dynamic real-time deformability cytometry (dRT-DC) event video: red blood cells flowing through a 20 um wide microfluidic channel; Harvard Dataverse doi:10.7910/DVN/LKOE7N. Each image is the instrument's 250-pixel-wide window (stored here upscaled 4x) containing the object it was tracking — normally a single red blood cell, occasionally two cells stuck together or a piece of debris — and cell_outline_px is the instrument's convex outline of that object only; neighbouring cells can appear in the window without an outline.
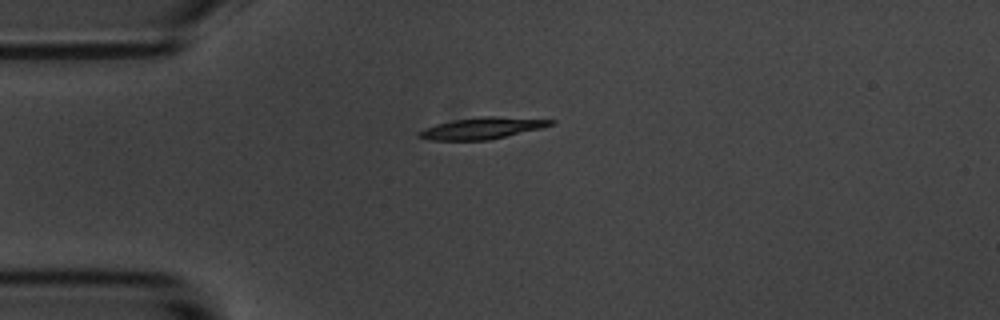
{"species": "common noctule bat (a hibernating species)", "species_latin": "Nyctalus noctula", "temperature_condition": "room temperature", "stored_images_in_passage": 6, "camera_frame_rate_fps": 3000, "um_per_image_px": 0.085, "animal": {"sex": "male", "body_mass_g": 20.1, "forearm_length_mm": 53.5}, "frame": {"image": 1, "passage_image": 1, "time_ms": 0.0, "image_size_px": [1000, 320], "cell_outline_px": [[556, 124], [540, 128], [488, 140], [428, 140], [416, 136], [416, 132], [424, 128], [436, 124], [456, 120], [480, 116], [492, 116], [556, 120]], "centroid_in_image_um": [40.94, 10.9], "position_along_channel_um": 44.1, "area_um2": 16.42}}
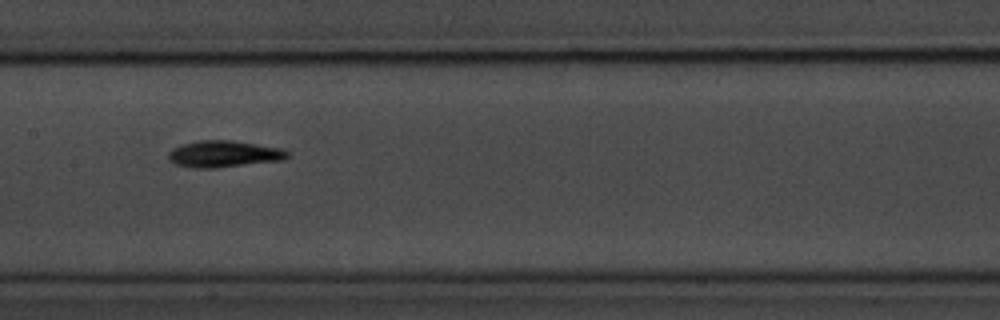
{"frame": {"image": 2, "passage_image": 5, "time_ms": 4.667, "image_size_px": [1000, 320], "cell_outline_px": [[288, 156], [284, 160], [216, 168], [192, 168], [176, 164], [168, 160], [168, 152], [172, 148], [180, 144], [196, 140], [232, 140], [284, 148], [288, 152]], "centroid_in_image_um": [19.01, 13.08], "position_along_channel_um": 188.4, "area_um2": 18.79}}
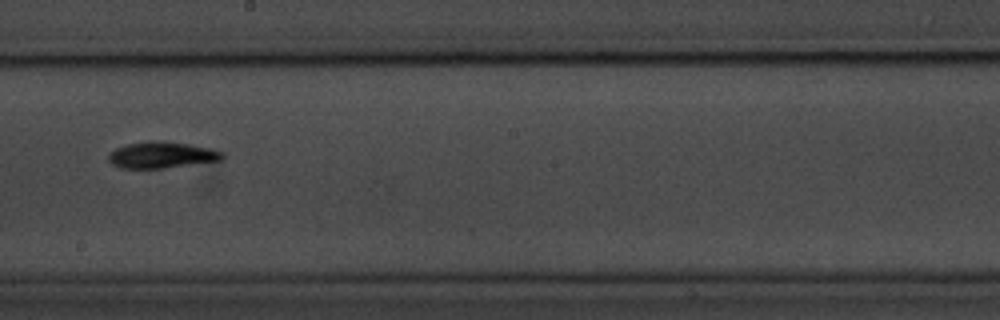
{"frame": {"image": 3, "passage_image": 6, "time_ms": 6.0, "image_size_px": [1000, 320], "cell_outline_px": [[224, 160], [164, 168], [120, 168], [112, 164], [108, 160], [108, 156], [116, 148], [128, 144], [152, 140], [160, 140], [188, 144], [208, 148], [224, 152]], "centroid_in_image_um": [13.76, 13.17], "position_along_channel_um": 234.4, "area_um2": 17.46}}